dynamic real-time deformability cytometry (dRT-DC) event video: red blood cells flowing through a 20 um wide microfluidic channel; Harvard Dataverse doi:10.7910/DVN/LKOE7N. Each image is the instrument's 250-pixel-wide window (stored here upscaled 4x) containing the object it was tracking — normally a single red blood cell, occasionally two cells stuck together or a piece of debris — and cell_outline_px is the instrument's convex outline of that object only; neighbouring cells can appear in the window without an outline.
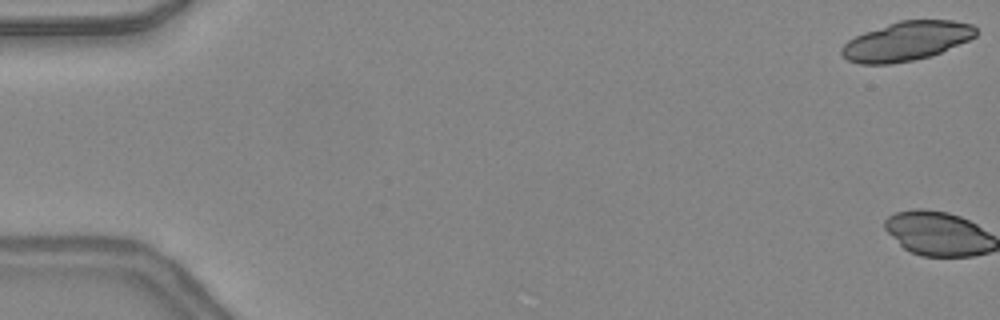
{"species": "common noctule bat (a hibernating species)", "species_latin": "Nyctalus noctula", "temperature_condition": "warm", "stored_images_in_passage": 2, "camera_frame_rate_fps": 3000, "um_per_image_px": 0.085, "animal": {"sex": "female", "body_mass_g": 24.6, "forearm_length_mm": 56.2}, "frame": {"image": 1, "passage_image": 1, "time_ms": 0.0, "image_size_px": [1000, 320], "cell_outline_px": [[976, 36], [968, 40], [940, 52], [928, 56], [912, 60], [888, 64], [860, 64], [848, 60], [840, 52], [840, 48], [848, 40], [864, 32], [900, 20], [952, 20], [972, 24], [976, 28]], "centroid_in_image_um": [77.03, 3.49], "position_along_channel_um": 8.0, "area_um2": 30.29}}